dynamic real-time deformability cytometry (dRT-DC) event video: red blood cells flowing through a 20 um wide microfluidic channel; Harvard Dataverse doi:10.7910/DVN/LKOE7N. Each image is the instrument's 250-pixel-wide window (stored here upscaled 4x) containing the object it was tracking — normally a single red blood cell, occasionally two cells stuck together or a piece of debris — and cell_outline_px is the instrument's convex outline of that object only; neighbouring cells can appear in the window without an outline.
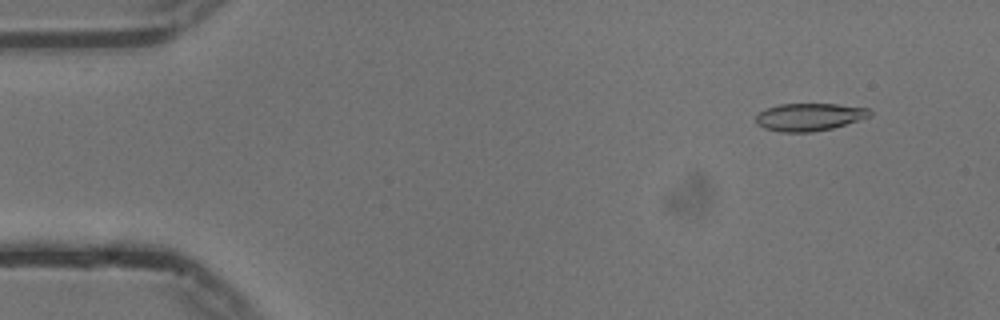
{"species": "common noctule bat (a hibernating species)", "species_latin": "Nyctalus noctula", "temperature_condition": "cold", "stored_images_in_passage": 54, "camera_frame_rate_fps": 3000, "um_per_image_px": 0.085, "animal": {"sex": "male", "body_mass_g": 13.3}, "frame": {"image": 1, "passage_image": 5, "time_ms": 1.333, "image_size_px": [1000, 320], "cell_outline_px": [[872, 112], [868, 116], [832, 128], [812, 132], [780, 132], [764, 128], [756, 124], [756, 112], [780, 104], [836, 104], [868, 108]], "centroid_in_image_um": [68.72, 9.94], "position_along_channel_um": 16.3, "area_um2": 18.15}}
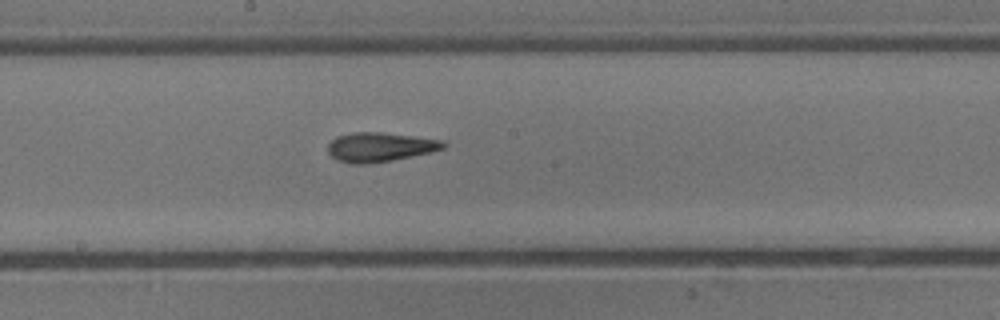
{"frame": {"image": 2, "passage_image": 29, "time_ms": 9.333, "image_size_px": [1000, 320], "cell_outline_px": [[448, 144], [444, 148], [432, 152], [392, 160], [364, 164], [352, 164], [336, 160], [328, 152], [328, 144], [336, 136], [352, 132], [380, 132], [444, 140]], "centroid_in_image_um": [32.3, 12.5], "position_along_channel_um": 215.9, "area_um2": 19.77}}
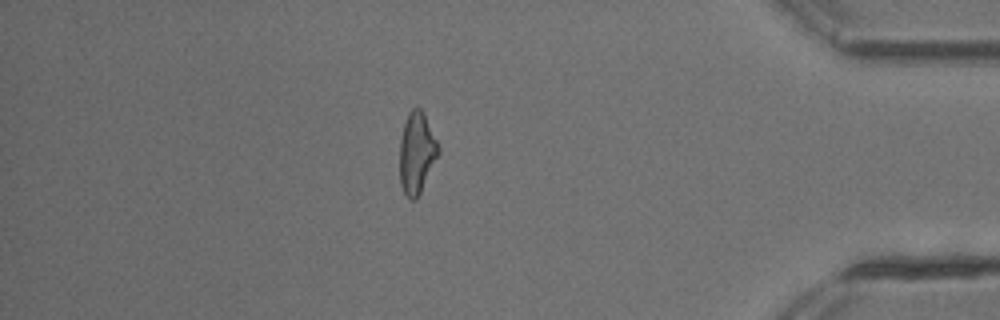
{"frame": {"image": 3, "passage_image": 47, "time_ms": 15.333, "image_size_px": [1000, 320], "cell_outline_px": [[440, 152], [416, 200], [408, 200], [400, 184], [400, 140], [404, 124], [408, 112], [412, 108], [420, 108], [424, 112], [440, 148]], "centroid_in_image_um": [35.42, 12.99], "position_along_channel_um": 399.8, "area_um2": 18.32}, "authors_computed_cell_mechanics": {"area_um2": 18.7272, "velocity_mm_per_s": 3.7507, "shape_relaxation_time_tau1_ms": 6.1636, "shape_relaxation_time_tau2_ms": 5.3546, "deformation_change_tau1": 0.1929, "deformation_change_tau2": 0.1192}}